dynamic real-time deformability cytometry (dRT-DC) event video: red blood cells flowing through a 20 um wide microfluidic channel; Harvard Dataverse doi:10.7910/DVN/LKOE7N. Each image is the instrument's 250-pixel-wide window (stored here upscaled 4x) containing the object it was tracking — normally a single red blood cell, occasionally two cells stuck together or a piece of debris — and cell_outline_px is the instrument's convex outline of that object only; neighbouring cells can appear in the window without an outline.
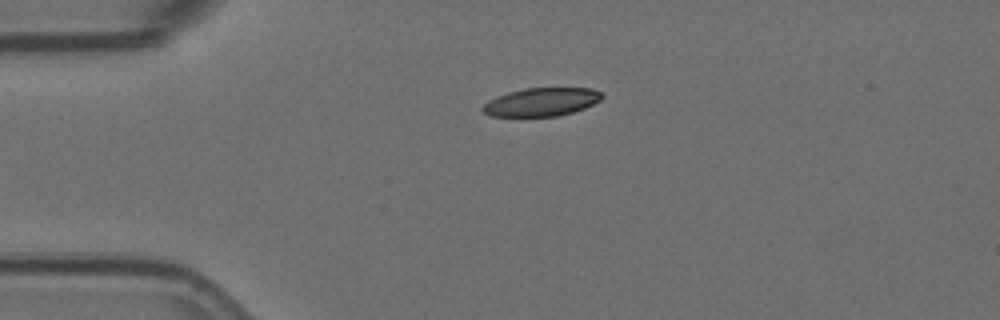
{"species": "Egyptian fruit bat (a non-hibernating species)", "species_latin": "Rousettus aegyptiacus", "temperature_condition": "room temperature", "stored_images_in_passage": 45, "camera_frame_rate_fps": 3000, "um_per_image_px": 0.085, "animal": {"sex": "female"}, "frame": {"image": 1, "passage_image": 1, "time_ms": 0.0, "image_size_px": [1000, 320], "cell_outline_px": [[604, 96], [600, 100], [584, 108], [572, 112], [556, 116], [488, 116], [480, 112], [480, 108], [488, 100], [496, 96], [508, 92], [524, 88], [592, 88], [600, 92]], "centroid_in_image_um": [45.96, 8.67], "position_along_channel_um": 39.0, "area_um2": 19.77}}
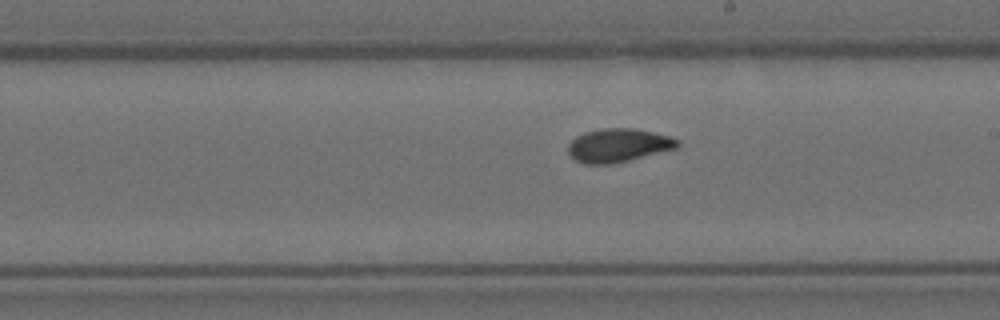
{"frame": {"image": 2, "passage_image": 20, "time_ms": 6.333, "image_size_px": [1000, 320], "cell_outline_px": [[680, 144], [676, 148], [612, 164], [584, 164], [576, 160], [568, 152], [568, 144], [576, 136], [584, 132], [600, 128], [632, 128], [652, 132], [668, 136], [680, 140]], "centroid_in_image_um": [52.53, 12.34], "position_along_channel_um": 236.5, "area_um2": 21.21}}
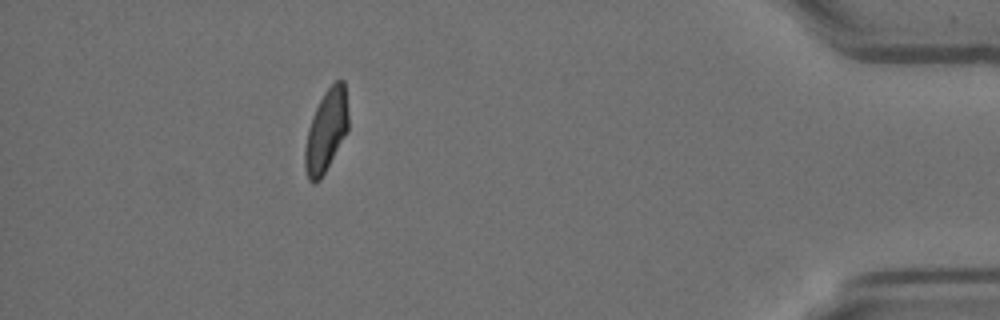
{"frame": {"image": 3, "passage_image": 39, "time_ms": 12.667, "image_size_px": [1000, 320], "cell_outline_px": [[348, 132], [320, 180], [312, 184], [308, 180], [304, 168], [304, 148], [308, 128], [312, 116], [324, 92], [336, 80], [344, 80], [348, 112]], "centroid_in_image_um": [27.72, 11.15], "position_along_channel_um": 407.5, "area_um2": 20.98}, "authors_computed_cell_mechanics": {"area_um2": 21.1548, "velocity_mm_per_s": 3.5667, "shape_relaxation_time_tau1_ms": 9.9799, "shape_relaxation_time_tau2_ms": 1.7781, "deformation_change_tau1": 0.2096, "deformation_change_tau2": 0.0609}}